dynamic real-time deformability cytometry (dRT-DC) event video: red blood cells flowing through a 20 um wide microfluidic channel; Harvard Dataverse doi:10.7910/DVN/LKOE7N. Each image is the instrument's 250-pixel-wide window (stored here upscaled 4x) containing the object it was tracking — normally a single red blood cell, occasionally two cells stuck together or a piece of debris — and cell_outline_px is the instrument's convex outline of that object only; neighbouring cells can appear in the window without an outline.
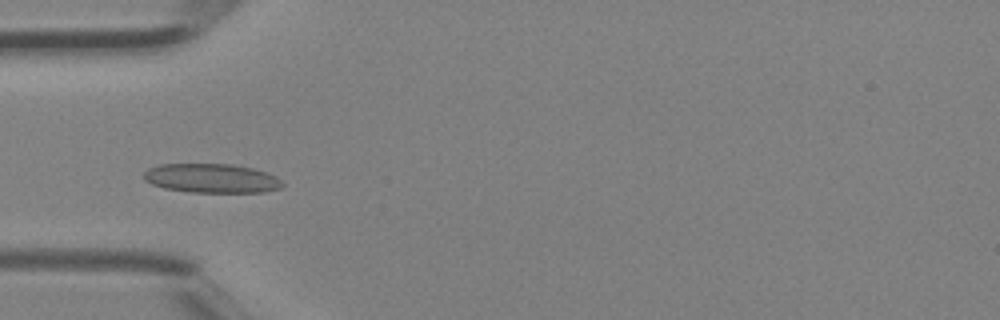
{"species": "Egyptian fruit bat (a non-hibernating species)", "species_latin": "Rousettus aegyptiacus", "temperature_condition": "room temperature", "stored_images_in_passage": 40, "camera_frame_rate_fps": 3000, "um_per_image_px": 0.085, "animal": {"sex": "female"}, "frame": {"image": 1, "passage_image": 12, "time_ms": 3.667, "image_size_px": [1000, 320], "cell_outline_px": [[284, 184], [280, 188], [264, 192], [192, 192], [164, 188], [152, 184], [144, 180], [144, 172], [148, 168], [160, 164], [232, 164], [252, 168], [276, 176]], "centroid_in_image_um": [17.97, 15.15], "position_along_channel_um": 67.0, "area_um2": 23.47}}
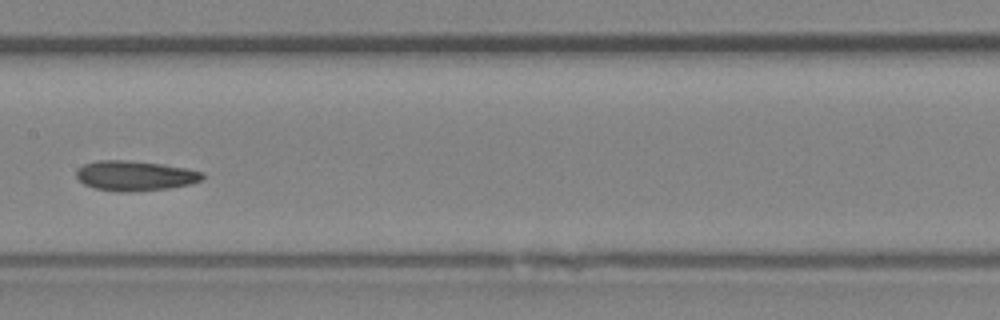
{"frame": {"image": 2, "passage_image": 20, "time_ms": 6.333, "image_size_px": [1000, 320], "cell_outline_px": [[204, 176], [200, 180], [188, 184], [168, 188], [132, 192], [116, 192], [92, 188], [84, 184], [76, 176], [76, 168], [84, 164], [100, 160], [124, 160], [164, 164], [188, 168], [204, 172]], "centroid_in_image_um": [11.45, 14.94], "position_along_channel_um": 196.0, "area_um2": 22.2}}
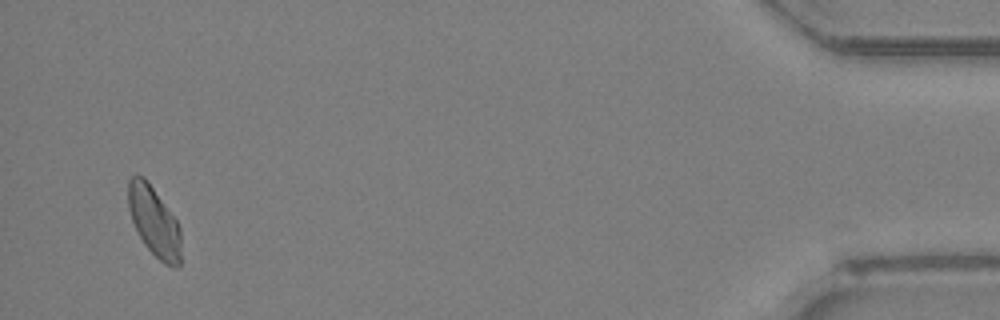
{"frame": {"image": 3, "passage_image": 39, "time_ms": 12.667, "image_size_px": [1000, 320], "cell_outline_px": [[180, 264], [176, 268], [172, 268], [164, 264], [144, 244], [132, 220], [128, 208], [128, 180], [136, 172], [144, 176], [176, 220], [180, 228]], "centroid_in_image_um": [13.09, 18.81], "position_along_channel_um": 422.1, "area_um2": 21.33}}